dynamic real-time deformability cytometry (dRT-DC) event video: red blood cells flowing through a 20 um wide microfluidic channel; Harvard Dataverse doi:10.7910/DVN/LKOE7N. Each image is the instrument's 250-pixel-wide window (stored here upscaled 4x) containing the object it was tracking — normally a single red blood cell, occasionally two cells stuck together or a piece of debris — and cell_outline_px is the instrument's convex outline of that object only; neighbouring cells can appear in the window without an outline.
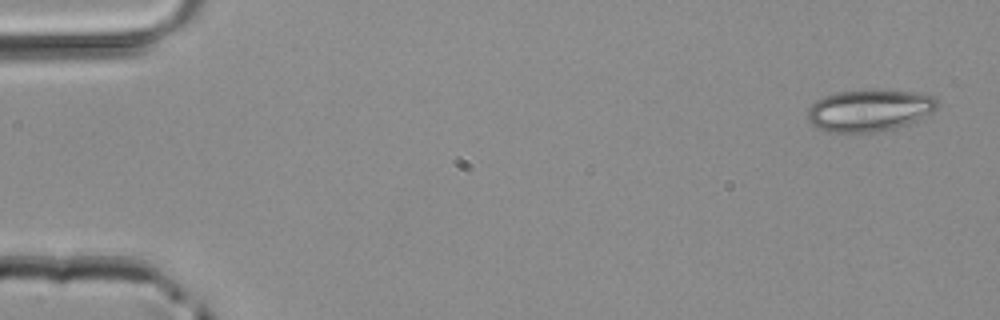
{"species": "common noctule bat (a hibernating species)", "species_latin": "Nyctalus noctula", "temperature_condition": "room temperature", "stored_images_in_passage": 4, "camera_frame_rate_fps": 3000, "um_per_image_px": 0.085, "animal": {"sex": "male", "body_mass_g": 20.4}, "frame": {"image": 1, "passage_image": 4, "time_ms": 1.0, "image_size_px": [1000, 320], "cell_outline_px": [[940, 108], [908, 124], [876, 132], [828, 132], [812, 124], [808, 120], [808, 108], [816, 100], [824, 96], [836, 92], [864, 88], [912, 92], [936, 96], [940, 100]], "centroid_in_image_um": [73.93, 9.35], "position_along_channel_um": 11.1, "area_um2": 32.14}}